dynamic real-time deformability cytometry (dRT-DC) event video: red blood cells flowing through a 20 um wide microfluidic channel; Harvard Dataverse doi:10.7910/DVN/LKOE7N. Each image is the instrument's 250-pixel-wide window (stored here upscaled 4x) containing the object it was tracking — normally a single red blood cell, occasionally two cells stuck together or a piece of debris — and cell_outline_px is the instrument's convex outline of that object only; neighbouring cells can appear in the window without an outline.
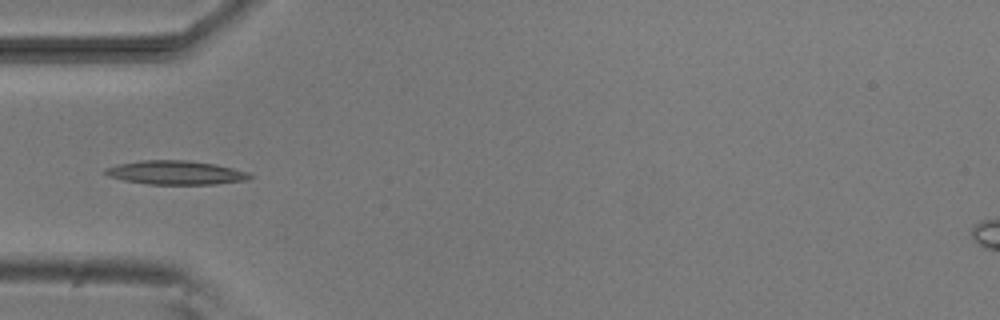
{"species": "common noctule bat (a hibernating species)", "species_latin": "Nyctalus noctula", "temperature_condition": "room temperature", "stored_images_in_passage": 8, "camera_frame_rate_fps": 3000, "um_per_image_px": 0.085, "animal": {"sex": "male", "body_mass_g": 20.5, "forearm_length_mm": 52.5}, "frame": {"image": 1, "passage_image": 4, "time_ms": 4.333, "image_size_px": [1000, 320], "cell_outline_px": [[256, 176], [248, 180], [216, 184], [148, 184], [124, 180], [108, 176], [104, 172], [104, 168], [116, 164], [140, 160], [184, 160], [216, 164], [248, 172]], "centroid_in_image_um": [14.95, 14.67], "position_along_channel_um": 70.1, "area_um2": 20.23}}
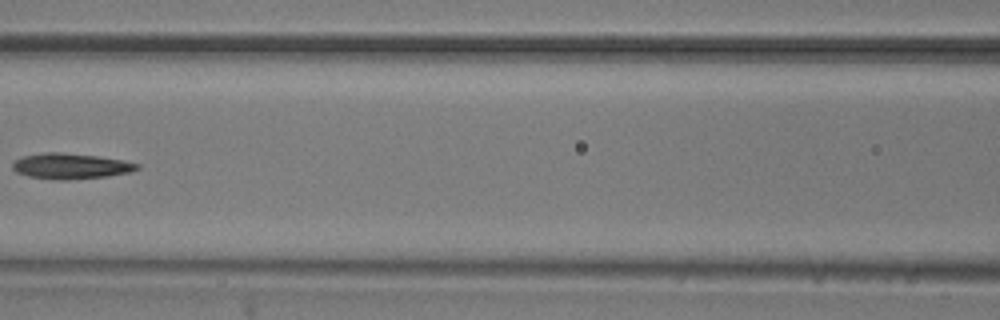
{"frame": {"image": 2, "passage_image": 6, "time_ms": 6.667, "image_size_px": [1000, 320], "cell_outline_px": [[140, 168], [128, 172], [108, 176], [68, 180], [56, 180], [28, 176], [16, 172], [12, 168], [12, 164], [16, 160], [24, 156], [44, 152], [60, 152], [96, 156], [124, 160], [140, 164]], "centroid_in_image_um": [6.01, 14.12], "position_along_channel_um": 160.6, "area_um2": 18.55}}
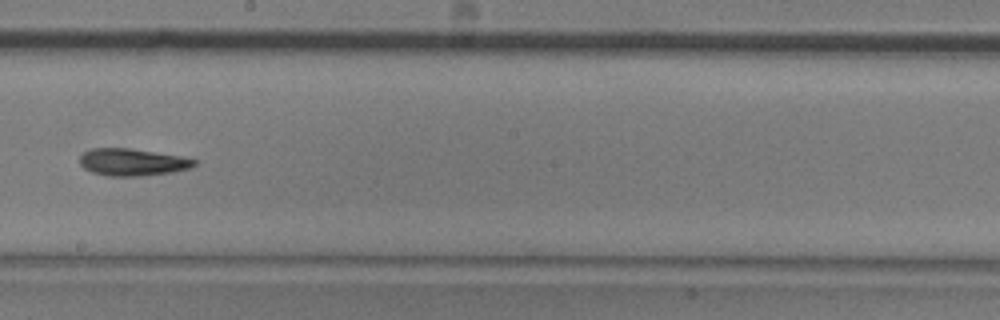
{"frame": {"image": 3, "passage_image": 8, "time_ms": 8.667, "image_size_px": [1000, 320], "cell_outline_px": [[196, 164], [192, 168], [172, 172], [140, 176], [108, 176], [92, 172], [84, 168], [80, 164], [80, 156], [84, 152], [92, 148], [132, 148], [180, 156], [196, 160]], "centroid_in_image_um": [11.25, 13.78], "position_along_channel_um": 236.9, "area_um2": 18.15}}